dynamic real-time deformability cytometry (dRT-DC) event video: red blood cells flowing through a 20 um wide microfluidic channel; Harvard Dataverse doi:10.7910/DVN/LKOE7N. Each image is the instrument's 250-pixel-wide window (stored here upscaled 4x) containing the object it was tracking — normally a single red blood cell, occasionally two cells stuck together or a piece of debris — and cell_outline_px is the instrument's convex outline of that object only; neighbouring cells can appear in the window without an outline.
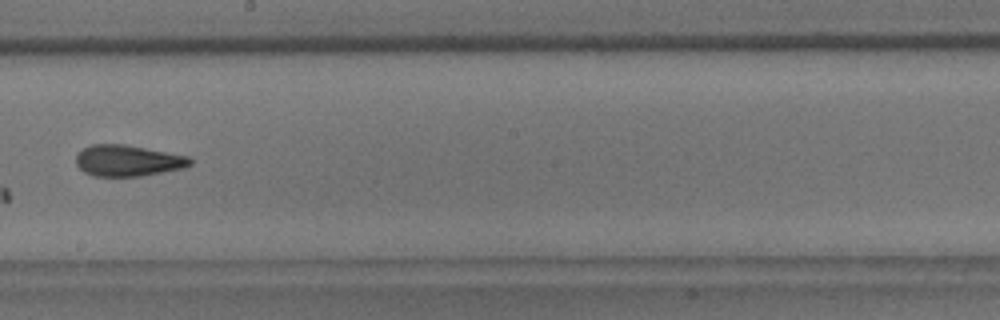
{"species": "common noctule bat (a hibernating species)", "species_latin": "Nyctalus noctula", "temperature_condition": "room temperature", "stored_images_in_passage": 9, "camera_frame_rate_fps": 3000, "um_per_image_px": 0.085, "animal": {"sex": "male", "body_mass_g": 18.8}, "frame": {"image": 1, "passage_image": 9, "time_ms": 9.0, "image_size_px": [1000, 320], "cell_outline_px": [[192, 164], [184, 168], [140, 176], [92, 176], [84, 172], [76, 164], [76, 156], [84, 148], [92, 144], [124, 144], [188, 156], [192, 160]], "centroid_in_image_um": [10.86, 13.66], "position_along_channel_um": 237.3, "area_um2": 20.63}}